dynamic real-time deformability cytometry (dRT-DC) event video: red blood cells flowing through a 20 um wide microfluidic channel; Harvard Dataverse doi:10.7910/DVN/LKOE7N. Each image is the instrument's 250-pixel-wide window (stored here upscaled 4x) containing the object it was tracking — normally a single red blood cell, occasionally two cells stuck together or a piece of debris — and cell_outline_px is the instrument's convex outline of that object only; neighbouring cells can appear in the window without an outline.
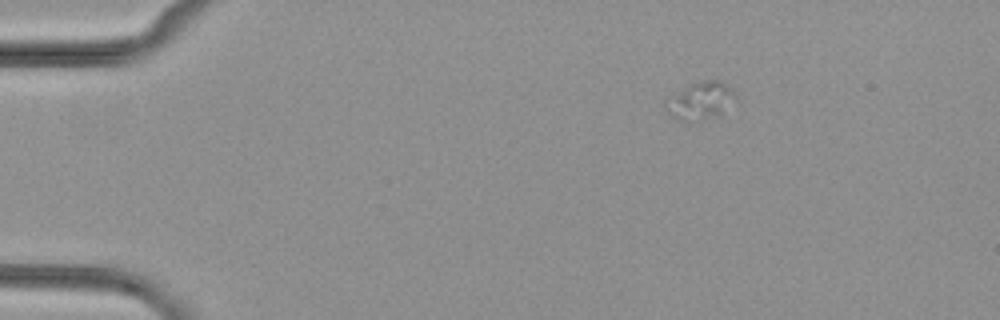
{"species": "common noctule bat (a hibernating species)", "species_latin": "Nyctalus noctula", "temperature_condition": "cold", "stored_images_in_passage": 15, "camera_frame_rate_fps": 3000, "um_per_image_px": 0.085, "animal": {"sex": "female", "body_mass_g": 29.2, "forearm_length_mm": 56.3}, "frame": {"image": 1, "passage_image": 1, "time_ms": 0.0, "image_size_px": [1000, 320], "cell_outline_px": [[736, 96], [720, 112], [688, 124], [676, 120], [664, 108], [680, 92], [692, 84], [704, 80], [720, 80], [728, 84], [736, 92]], "centroid_in_image_um": [59.56, 8.57], "position_along_channel_um": 25.4, "area_um2": 14.39}}